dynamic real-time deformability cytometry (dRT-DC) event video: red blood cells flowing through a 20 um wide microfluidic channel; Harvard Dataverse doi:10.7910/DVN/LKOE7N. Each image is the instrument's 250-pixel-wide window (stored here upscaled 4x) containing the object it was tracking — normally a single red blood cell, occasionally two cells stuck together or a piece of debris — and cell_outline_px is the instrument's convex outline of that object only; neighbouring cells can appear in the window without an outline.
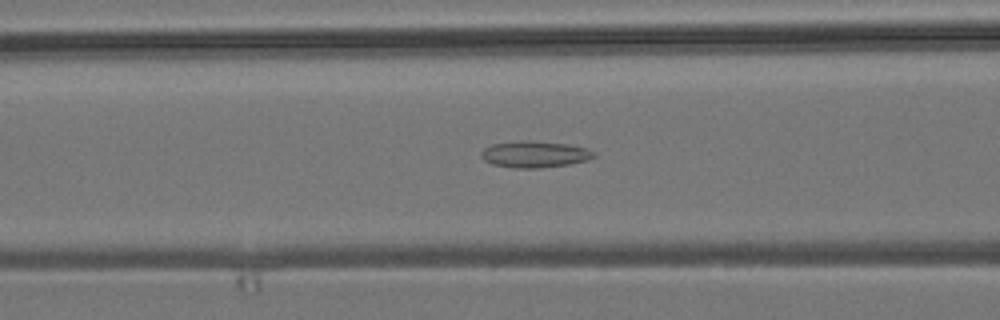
{"species": "common noctule bat (a hibernating species)", "species_latin": "Nyctalus noctula", "temperature_condition": "room temperature", "stored_images_in_passage": 44, "camera_frame_rate_fps": 3000, "um_per_image_px": 0.085, "animal": {"sex": "male", "body_mass_g": 19.2, "forearm_length_mm": 51.8}, "frame": {"image": 1, "passage_image": 18, "time_ms": 5.667, "image_size_px": [1000, 320], "cell_outline_px": [[596, 156], [588, 160], [568, 164], [540, 168], [512, 168], [492, 164], [484, 160], [480, 156], [480, 152], [484, 148], [492, 144], [520, 140], [528, 140], [568, 144], [588, 148], [596, 152]], "centroid_in_image_um": [45.45, 13.11], "position_along_channel_um": 121.2, "area_um2": 17.63}}
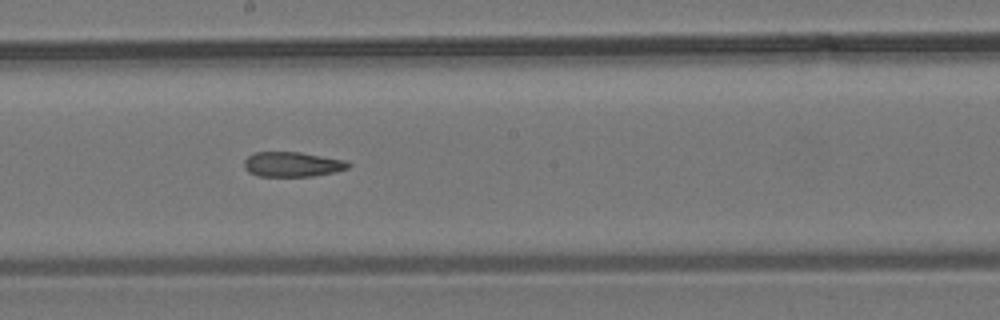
{"frame": {"image": 2, "passage_image": 26, "time_ms": 8.333, "image_size_px": [1000, 320], "cell_outline_px": [[352, 164], [348, 168], [336, 172], [312, 176], [256, 176], [248, 172], [244, 168], [244, 160], [248, 156], [256, 152], [300, 152], [344, 160]], "centroid_in_image_um": [24.83, 13.97], "position_along_channel_um": 223.4, "area_um2": 15.14}}
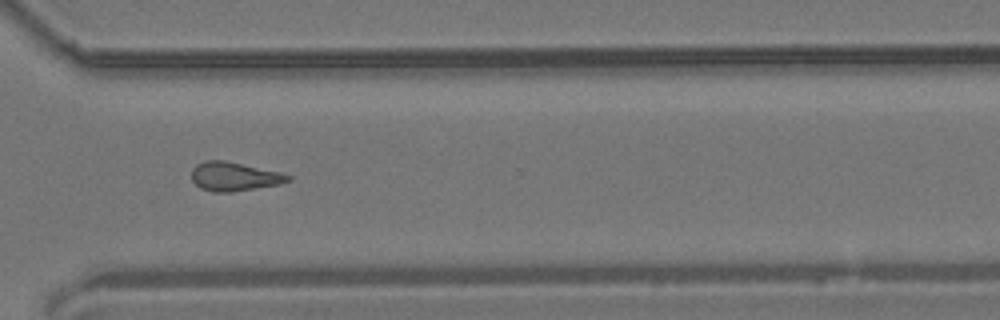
{"frame": {"image": 3, "passage_image": 36, "time_ms": 11.667, "image_size_px": [1000, 320], "cell_outline_px": [[292, 180], [280, 184], [232, 192], [212, 192], [200, 188], [192, 180], [192, 168], [196, 164], [204, 160], [224, 160], [280, 172], [292, 176]], "centroid_in_image_um": [19.9, 15.0], "position_along_channel_um": 350.7, "area_um2": 16.3}, "authors_computed_cell_mechanics": {"area_um2": 16.0973, "velocity_mm_per_s": 3.8247, "shape_relaxation_time_tau1_ms": null, "shape_relaxation_time_tau2_ms": 10.0375, "deformation_change_tau1": null, "deformation_change_tau2": 0.242}}